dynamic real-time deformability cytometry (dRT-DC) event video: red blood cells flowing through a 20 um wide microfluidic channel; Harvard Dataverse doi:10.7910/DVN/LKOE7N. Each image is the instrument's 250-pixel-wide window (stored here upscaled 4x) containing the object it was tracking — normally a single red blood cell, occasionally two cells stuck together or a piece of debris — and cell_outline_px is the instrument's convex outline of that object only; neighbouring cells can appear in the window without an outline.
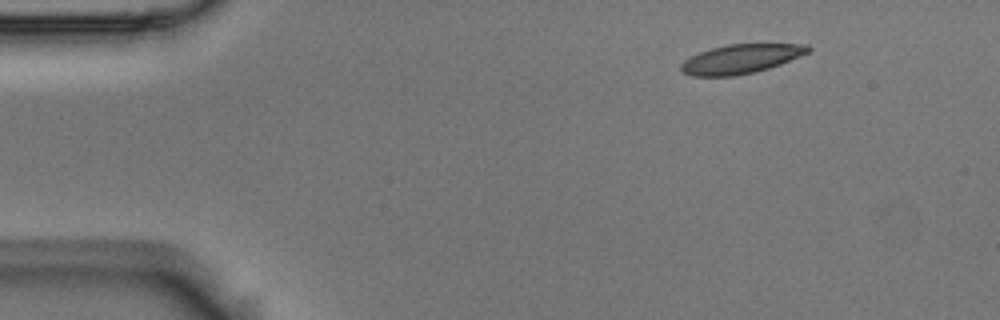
{"species": "Egyptian fruit bat (a non-hibernating species)", "species_latin": "Rousettus aegyptiacus", "temperature_condition": "room temperature", "stored_images_in_passage": 2, "camera_frame_rate_fps": 3000, "um_per_image_px": 0.085, "animal": {"sex": "male"}, "frame": {"image": 1, "passage_image": 1, "time_ms": 0.0, "image_size_px": [1000, 320], "cell_outline_px": [[812, 48], [808, 52], [780, 64], [756, 72], [736, 76], [692, 76], [684, 72], [680, 68], [680, 64], [684, 60], [700, 52], [712, 48], [728, 44], [808, 44]], "centroid_in_image_um": [62.97, 5.01], "position_along_channel_um": 22.0, "area_um2": 21.44}}